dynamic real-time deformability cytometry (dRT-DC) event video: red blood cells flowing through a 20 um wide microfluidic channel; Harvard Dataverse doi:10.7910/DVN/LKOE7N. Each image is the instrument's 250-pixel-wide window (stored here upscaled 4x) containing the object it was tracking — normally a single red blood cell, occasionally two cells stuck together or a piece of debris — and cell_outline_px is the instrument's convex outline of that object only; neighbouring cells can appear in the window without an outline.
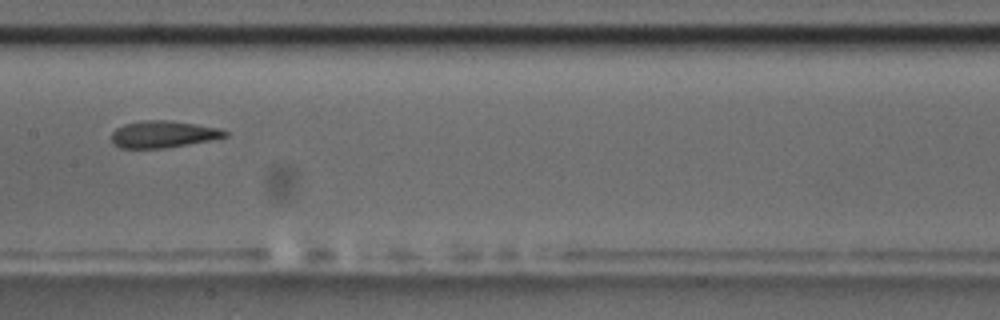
{"species": "common noctule bat (a hibernating species)", "species_latin": "Nyctalus noctula", "temperature_condition": "room temperature", "stored_images_in_passage": 10, "camera_frame_rate_fps": 3000, "um_per_image_px": 0.085, "animal": {"sex": "male", "body_mass_g": 17.5, "forearm_length_mm": 52.3}, "frame": {"image": 1, "passage_image": 5, "time_ms": 4.667, "image_size_px": [1000, 320], "cell_outline_px": [[228, 136], [208, 140], [164, 148], [120, 148], [112, 144], [112, 132], [116, 128], [124, 124], [140, 120], [168, 120], [196, 124], [220, 128], [228, 132]], "centroid_in_image_um": [13.83, 11.4], "position_along_channel_um": 193.6, "area_um2": 17.74}}
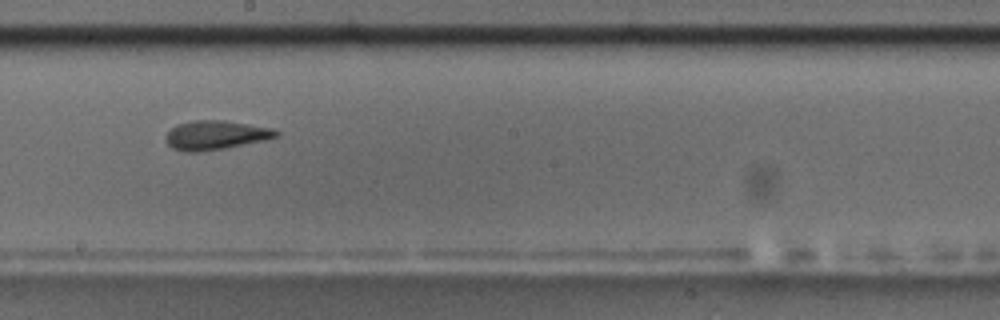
{"frame": {"image": 2, "passage_image": 6, "time_ms": 5.667, "image_size_px": [1000, 320], "cell_outline_px": [[280, 136], [268, 140], [224, 148], [196, 152], [184, 152], [172, 148], [168, 144], [164, 136], [176, 124], [192, 120], [224, 120], [272, 128], [280, 132]], "centroid_in_image_um": [18.34, 11.48], "position_along_channel_um": 229.9, "area_um2": 18.9}}
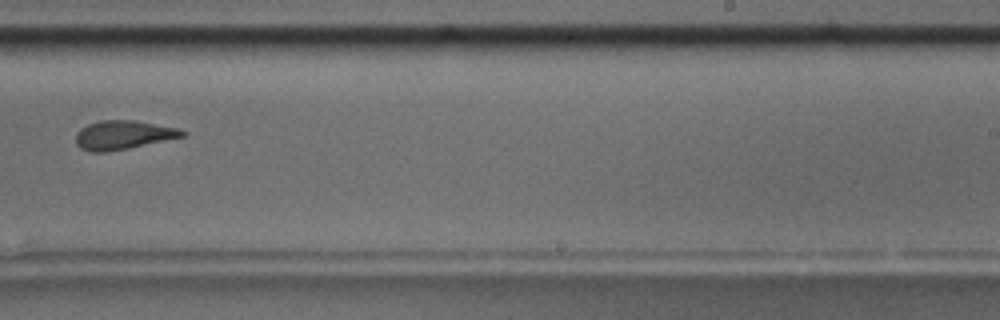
{"frame": {"image": 3, "passage_image": 7, "time_ms": 7.0, "image_size_px": [1000, 320], "cell_outline_px": [[188, 132], [184, 136], [128, 148], [104, 152], [92, 152], [80, 148], [76, 144], [76, 132], [80, 128], [88, 124], [100, 120], [136, 120], [180, 128]], "centroid_in_image_um": [10.47, 11.46], "position_along_channel_um": 278.5, "area_um2": 17.98}}